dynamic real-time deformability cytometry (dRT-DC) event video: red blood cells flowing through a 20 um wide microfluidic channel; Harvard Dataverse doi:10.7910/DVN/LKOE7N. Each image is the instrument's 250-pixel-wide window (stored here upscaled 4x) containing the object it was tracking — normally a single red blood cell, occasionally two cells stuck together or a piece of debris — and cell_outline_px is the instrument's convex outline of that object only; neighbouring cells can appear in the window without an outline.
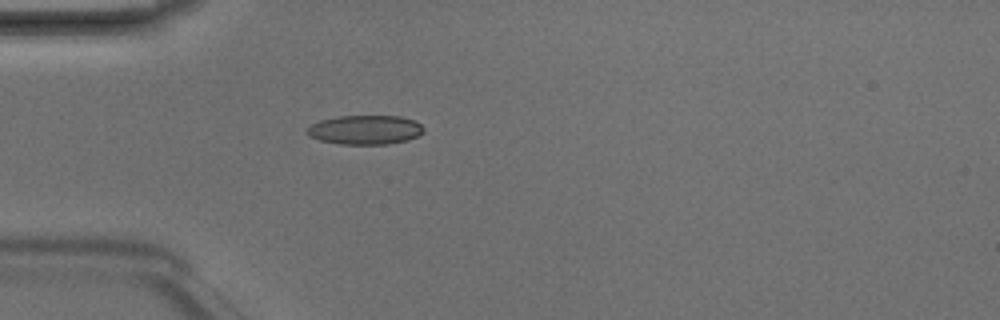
{"species": "Egyptian fruit bat (a non-hibernating species)", "species_latin": "Rousettus aegyptiacus", "temperature_condition": "room temperature", "stored_images_in_passage": 3, "camera_frame_rate_fps": 3000, "um_per_image_px": 0.085, "animal": {"sex": "male"}, "frame": {"image": 1, "passage_image": 3, "time_ms": 0.667, "image_size_px": [1000, 320], "cell_outline_px": [[424, 132], [408, 140], [388, 144], [340, 144], [320, 140], [308, 136], [304, 132], [312, 124], [320, 120], [336, 116], [400, 116], [416, 120], [424, 128]], "centroid_in_image_um": [31.03, 11.03], "position_along_channel_um": 54.0, "area_um2": 20.0}}